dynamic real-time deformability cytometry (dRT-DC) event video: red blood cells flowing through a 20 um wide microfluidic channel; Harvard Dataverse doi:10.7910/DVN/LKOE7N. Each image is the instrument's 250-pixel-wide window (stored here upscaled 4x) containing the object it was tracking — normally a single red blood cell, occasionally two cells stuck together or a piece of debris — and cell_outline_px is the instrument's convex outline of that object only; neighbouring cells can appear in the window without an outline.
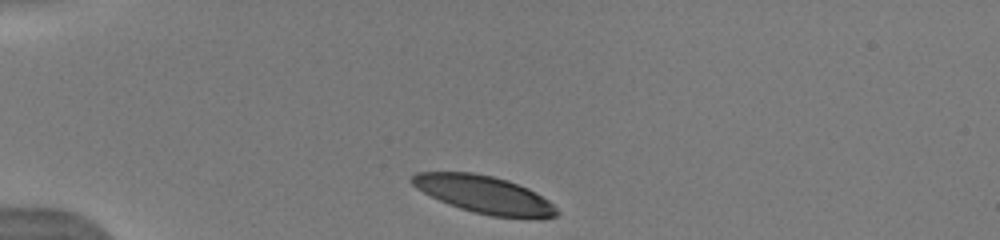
{"species": "human", "species_latin": "Homo sapiens", "temperature_condition": "warm", "stored_images_in_passage": 48, "camera_frame_rate_fps": 3000, "um_per_image_px": 0.085, "donor": {"sex": "male"}, "frame": {"image": 1, "passage_image": 1, "time_ms": 0.0, "image_size_px": [1000, 240], "cell_outline_px": [[560, 212], [556, 216], [492, 216], [472, 212], [448, 204], [416, 188], [408, 180], [416, 172], [472, 172], [492, 176], [508, 180], [528, 188], [536, 192], [548, 200]], "centroid_in_image_um": [41.09, 16.5], "position_along_channel_um": 43.9, "area_um2": 31.1}, "authors_computed_cell_mechanics": {"area_um2": 34.5355, "velocity_mm_per_s": 3.9187, "shape_relaxation_time_tau1_ms": 3.152, "shape_relaxation_time_tau2_ms": 9.1794, "deformation_change_tau1": 0.1555, "deformation_change_tau2": 0.2183}}